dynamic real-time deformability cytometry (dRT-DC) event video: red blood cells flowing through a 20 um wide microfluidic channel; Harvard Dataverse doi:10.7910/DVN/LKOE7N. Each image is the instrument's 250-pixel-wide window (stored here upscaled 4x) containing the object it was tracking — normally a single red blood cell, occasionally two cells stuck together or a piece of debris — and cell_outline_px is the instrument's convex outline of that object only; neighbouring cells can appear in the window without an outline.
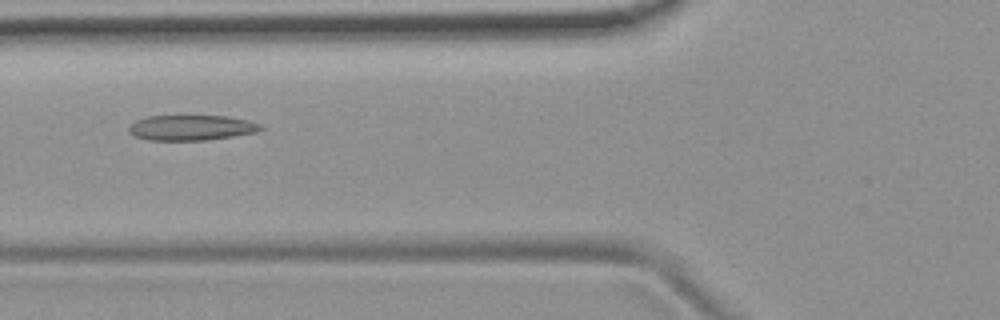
{"species": "common noctule bat (a hibernating species)", "species_latin": "Nyctalus noctula", "temperature_condition": "room temperature", "stored_images_in_passage": 8, "camera_frame_rate_fps": 3000, "um_per_image_px": 0.085, "animal": {"sex": "female", "body_mass_g": 19.9}, "frame": {"image": 1, "passage_image": 6, "time_ms": 1.667, "image_size_px": [1000, 320], "cell_outline_px": [[264, 128], [256, 132], [208, 140], [148, 140], [136, 136], [128, 132], [128, 128], [136, 120], [148, 116], [224, 116], [248, 120], [260, 124]], "centroid_in_image_um": [16.26, 10.85], "position_along_channel_um": 109.5, "area_um2": 19.31}}
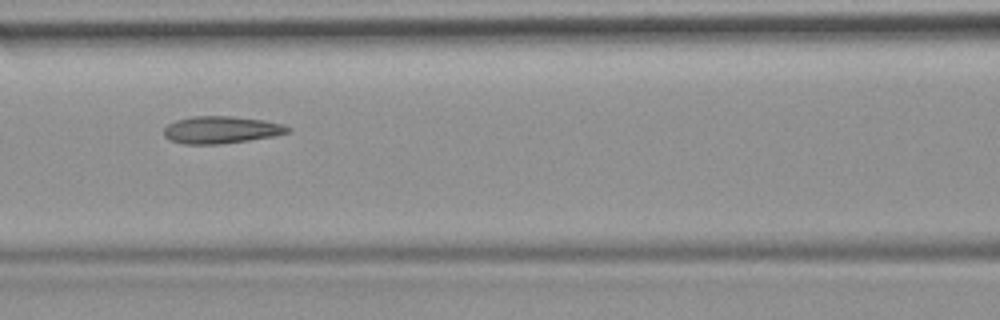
{"frame": {"image": 2, "passage_image": 7, "time_ms": 2.0, "image_size_px": [1000, 320], "cell_outline_px": [[292, 132], [272, 136], [248, 140], [220, 144], [184, 144], [168, 140], [164, 136], [164, 128], [168, 124], [176, 120], [192, 116], [232, 116], [264, 120], [284, 124], [292, 128]], "centroid_in_image_um": [18.81, 11.03], "position_along_channel_um": 147.8, "area_um2": 19.83}}
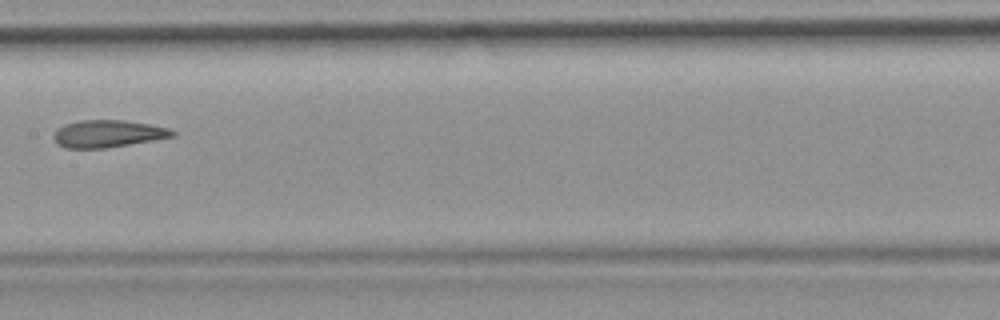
{"frame": {"image": 3, "passage_image": 8, "time_ms": 2.333, "image_size_px": [1000, 320], "cell_outline_px": [[176, 136], [104, 148], [64, 148], [56, 144], [52, 136], [64, 124], [80, 120], [124, 120], [148, 124], [168, 128], [176, 132]], "centroid_in_image_um": [9.14, 11.36], "position_along_channel_um": 198.3, "area_um2": 18.73}}